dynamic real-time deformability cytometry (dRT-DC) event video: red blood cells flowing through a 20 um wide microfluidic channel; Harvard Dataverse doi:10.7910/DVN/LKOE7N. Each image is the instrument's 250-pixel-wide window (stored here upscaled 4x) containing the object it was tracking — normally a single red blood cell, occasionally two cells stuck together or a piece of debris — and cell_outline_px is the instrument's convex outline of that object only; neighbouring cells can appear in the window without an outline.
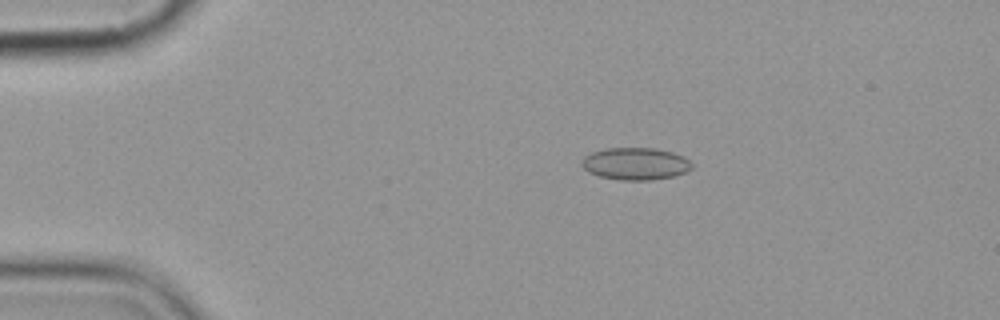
{"species": "common noctule bat (a hibernating species)", "species_latin": "Nyctalus noctula", "temperature_condition": "cold", "stored_images_in_passage": 5, "camera_frame_rate_fps": 3000, "um_per_image_px": 0.085, "animal": {"sex": "female", "body_mass_g": 19.9}, "frame": {"image": 1, "passage_image": 2, "time_ms": 1.333, "image_size_px": [1000, 320], "cell_outline_px": [[692, 168], [688, 172], [676, 176], [652, 180], [620, 180], [600, 176], [588, 172], [580, 164], [584, 156], [592, 152], [604, 148], [656, 148], [672, 152], [684, 156], [692, 164]], "centroid_in_image_um": [54.03, 13.92], "position_along_channel_um": 31.0, "area_um2": 20.92}}
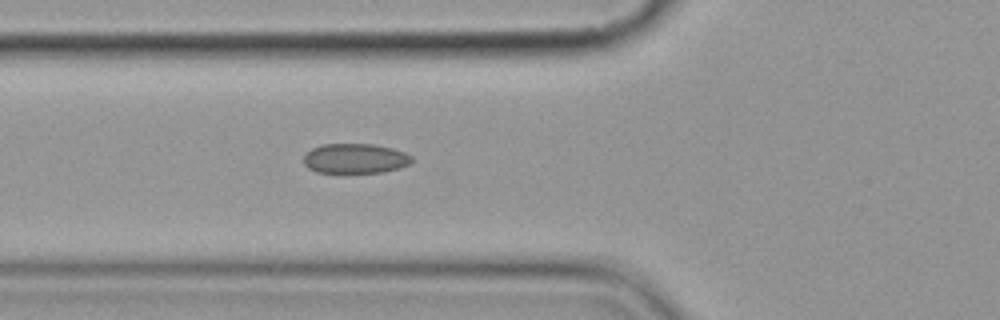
{"frame": {"image": 2, "passage_image": 5, "time_ms": 4.667, "image_size_px": [1000, 320], "cell_outline_px": [[412, 160], [408, 164], [400, 168], [384, 172], [316, 172], [308, 168], [304, 164], [304, 156], [312, 148], [324, 144], [372, 144], [392, 148], [404, 152], [412, 156]], "centroid_in_image_um": [30.19, 13.47], "position_along_channel_um": 95.6, "area_um2": 18.67}}